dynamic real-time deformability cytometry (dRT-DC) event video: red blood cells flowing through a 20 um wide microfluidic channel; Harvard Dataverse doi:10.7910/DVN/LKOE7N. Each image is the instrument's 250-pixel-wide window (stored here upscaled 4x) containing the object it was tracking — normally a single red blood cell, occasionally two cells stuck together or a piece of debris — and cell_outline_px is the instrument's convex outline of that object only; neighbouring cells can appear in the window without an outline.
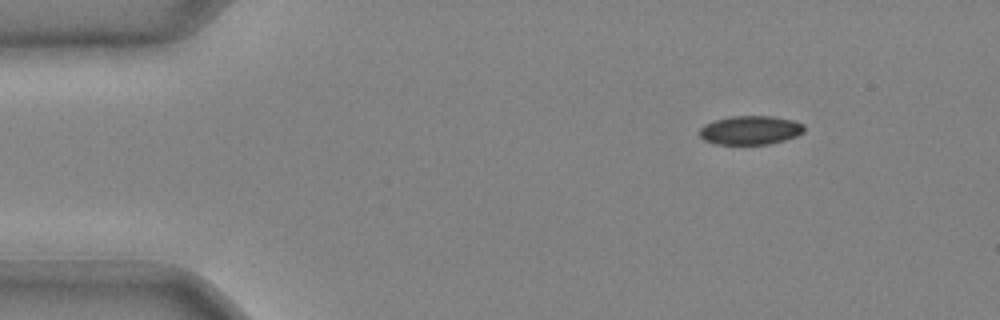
{"species": "common noctule bat (a hibernating species)", "species_latin": "Nyctalus noctula", "temperature_condition": "cold", "stored_images_in_passage": 36, "camera_frame_rate_fps": 3000, "um_per_image_px": 0.085, "animal": {"sex": "male", "body_mass_g": 20.4}, "frame": {"image": 1, "passage_image": 1, "time_ms": 0.0, "image_size_px": [1000, 320], "cell_outline_px": [[804, 132], [796, 136], [784, 140], [768, 144], [716, 144], [704, 140], [700, 136], [700, 128], [704, 124], [728, 116], [772, 116], [792, 120], [804, 124]], "centroid_in_image_um": [63.78, 11.06], "position_along_channel_um": 21.2, "area_um2": 17.57}}
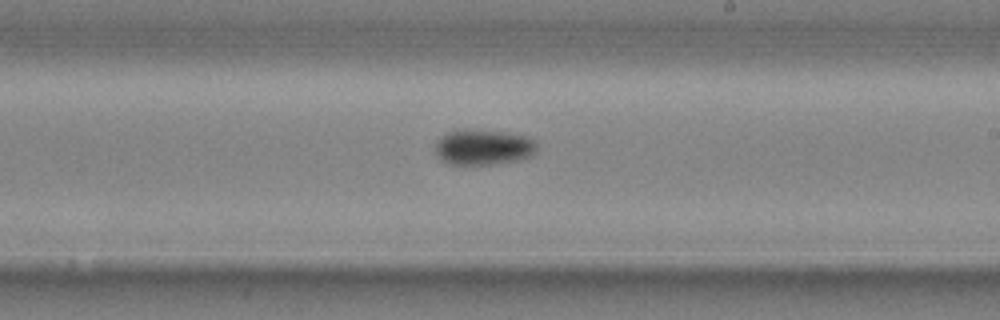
{"frame": {"image": 2, "passage_image": 21, "time_ms": 6.667, "image_size_px": [1000, 320], "cell_outline_px": [[536, 148], [532, 156], [516, 160], [492, 164], [452, 164], [440, 160], [436, 156], [436, 140], [440, 136], [448, 132], [468, 128], [508, 132], [528, 136], [536, 140]], "centroid_in_image_um": [41.08, 12.48], "position_along_channel_um": 247.9, "area_um2": 21.33}}
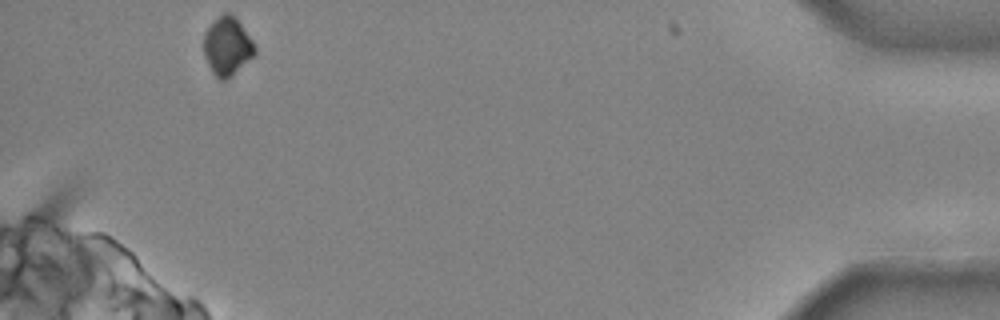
{"frame": {"image": 3, "passage_image": 36, "time_ms": 11.667, "image_size_px": [1000, 320], "cell_outline_px": [[256, 52], [228, 80], [220, 80], [212, 72], [204, 56], [204, 32], [224, 12], [232, 12], [236, 16], [252, 40], [256, 48]], "centroid_in_image_um": [19.32, 3.92], "position_along_channel_um": 415.9, "area_um2": 17.28}}